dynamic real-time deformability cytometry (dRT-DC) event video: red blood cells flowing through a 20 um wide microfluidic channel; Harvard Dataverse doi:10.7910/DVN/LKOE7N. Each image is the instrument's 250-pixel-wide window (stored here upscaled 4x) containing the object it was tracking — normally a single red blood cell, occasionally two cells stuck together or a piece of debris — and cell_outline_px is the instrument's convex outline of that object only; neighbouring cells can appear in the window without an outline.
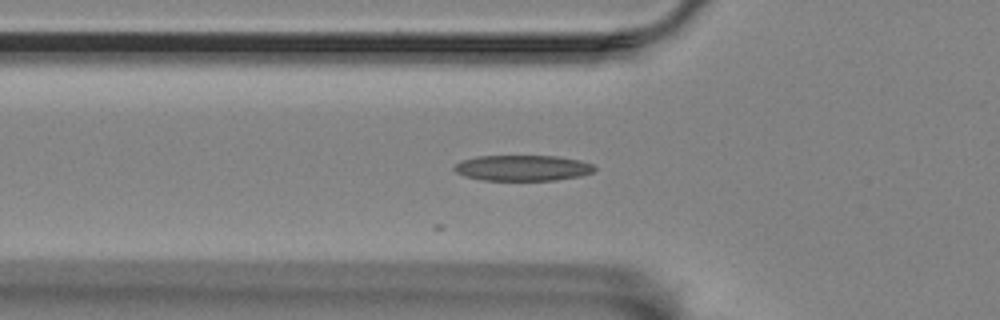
{"species": "Egyptian fruit bat (a non-hibernating species)", "species_latin": "Rousettus aegyptiacus", "temperature_condition": "room temperature", "stored_images_in_passage": 12, "camera_frame_rate_fps": 3000, "um_per_image_px": 0.085, "animal": {"sex": "female"}, "frame": {"image": 1, "passage_image": 2, "time_ms": 0.333, "image_size_px": [1000, 320], "cell_outline_px": [[596, 168], [592, 172], [580, 176], [556, 180], [484, 180], [464, 176], [456, 172], [452, 168], [456, 164], [464, 160], [476, 156], [556, 156], [580, 160], [592, 164]], "centroid_in_image_um": [44.42, 14.27], "position_along_channel_um": 81.4, "area_um2": 20.92}}
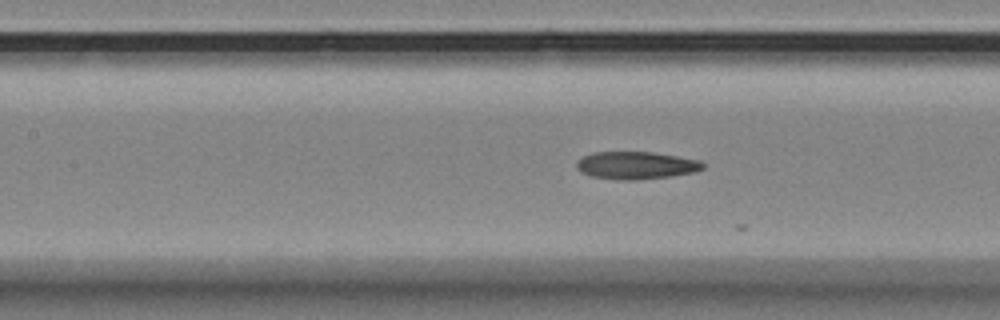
{"frame": {"image": 2, "passage_image": 8, "time_ms": 2.333, "image_size_px": [1000, 320], "cell_outline_px": [[704, 168], [692, 172], [668, 176], [636, 180], [620, 180], [588, 176], [580, 172], [576, 168], [576, 160], [592, 152], [652, 152], [700, 160], [704, 164]], "centroid_in_image_um": [53.99, 14.05], "position_along_channel_um": 153.4, "area_um2": 20.29}}
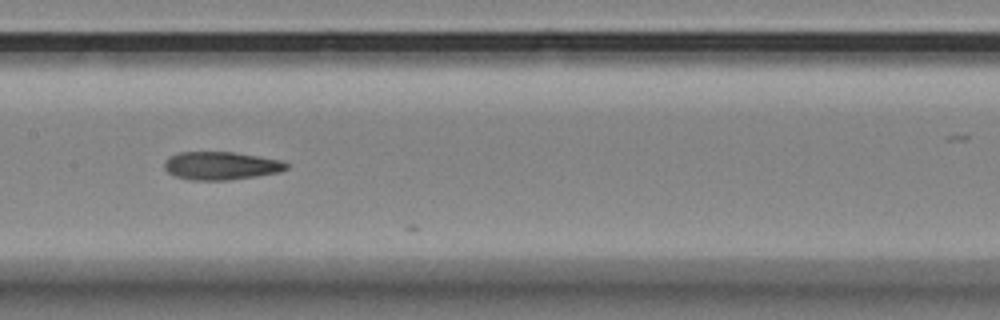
{"frame": {"image": 3, "passage_image": 11, "time_ms": 3.333, "image_size_px": [1000, 320], "cell_outline_px": [[288, 168], [280, 172], [256, 176], [228, 180], [192, 180], [176, 176], [168, 172], [164, 168], [164, 160], [168, 156], [180, 152], [232, 152], [280, 160], [288, 164]], "centroid_in_image_um": [18.75, 14.08], "position_along_channel_um": 188.6, "area_um2": 19.88}}